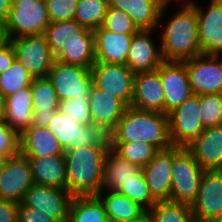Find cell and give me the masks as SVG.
Returning <instances> with one entry per match:
<instances>
[{
    "mask_svg": "<svg viewBox=\"0 0 222 222\" xmlns=\"http://www.w3.org/2000/svg\"><path fill=\"white\" fill-rule=\"evenodd\" d=\"M0 222H18V203L0 198Z\"/></svg>",
    "mask_w": 222,
    "mask_h": 222,
    "instance_id": "ee69618b",
    "label": "cell"
},
{
    "mask_svg": "<svg viewBox=\"0 0 222 222\" xmlns=\"http://www.w3.org/2000/svg\"><path fill=\"white\" fill-rule=\"evenodd\" d=\"M194 216L213 220L222 216V170L204 171L195 200Z\"/></svg>",
    "mask_w": 222,
    "mask_h": 222,
    "instance_id": "2e32d148",
    "label": "cell"
},
{
    "mask_svg": "<svg viewBox=\"0 0 222 222\" xmlns=\"http://www.w3.org/2000/svg\"><path fill=\"white\" fill-rule=\"evenodd\" d=\"M16 60L12 44L6 41L0 46V74L8 70Z\"/></svg>",
    "mask_w": 222,
    "mask_h": 222,
    "instance_id": "f6af8a7d",
    "label": "cell"
},
{
    "mask_svg": "<svg viewBox=\"0 0 222 222\" xmlns=\"http://www.w3.org/2000/svg\"><path fill=\"white\" fill-rule=\"evenodd\" d=\"M200 111L204 128L222 125V94L200 95Z\"/></svg>",
    "mask_w": 222,
    "mask_h": 222,
    "instance_id": "74e56055",
    "label": "cell"
},
{
    "mask_svg": "<svg viewBox=\"0 0 222 222\" xmlns=\"http://www.w3.org/2000/svg\"><path fill=\"white\" fill-rule=\"evenodd\" d=\"M4 121L3 99L0 97V122Z\"/></svg>",
    "mask_w": 222,
    "mask_h": 222,
    "instance_id": "816d5d0a",
    "label": "cell"
},
{
    "mask_svg": "<svg viewBox=\"0 0 222 222\" xmlns=\"http://www.w3.org/2000/svg\"><path fill=\"white\" fill-rule=\"evenodd\" d=\"M170 4L165 0H109L110 7L127 13L140 30L158 29Z\"/></svg>",
    "mask_w": 222,
    "mask_h": 222,
    "instance_id": "44dd1931",
    "label": "cell"
},
{
    "mask_svg": "<svg viewBox=\"0 0 222 222\" xmlns=\"http://www.w3.org/2000/svg\"><path fill=\"white\" fill-rule=\"evenodd\" d=\"M208 8L189 0L195 7L200 50L206 55H222V0H210Z\"/></svg>",
    "mask_w": 222,
    "mask_h": 222,
    "instance_id": "4fadbf2b",
    "label": "cell"
},
{
    "mask_svg": "<svg viewBox=\"0 0 222 222\" xmlns=\"http://www.w3.org/2000/svg\"><path fill=\"white\" fill-rule=\"evenodd\" d=\"M96 196L103 203L109 222H131L146 212L142 206L118 191L109 190L107 194L100 191Z\"/></svg>",
    "mask_w": 222,
    "mask_h": 222,
    "instance_id": "83f0119b",
    "label": "cell"
},
{
    "mask_svg": "<svg viewBox=\"0 0 222 222\" xmlns=\"http://www.w3.org/2000/svg\"><path fill=\"white\" fill-rule=\"evenodd\" d=\"M110 146H87L64 151L67 190L73 196L97 195L102 187L105 156Z\"/></svg>",
    "mask_w": 222,
    "mask_h": 222,
    "instance_id": "6da1fadb",
    "label": "cell"
},
{
    "mask_svg": "<svg viewBox=\"0 0 222 222\" xmlns=\"http://www.w3.org/2000/svg\"><path fill=\"white\" fill-rule=\"evenodd\" d=\"M131 222H153L152 217L148 211L142 214L138 219H135Z\"/></svg>",
    "mask_w": 222,
    "mask_h": 222,
    "instance_id": "c3c4849f",
    "label": "cell"
},
{
    "mask_svg": "<svg viewBox=\"0 0 222 222\" xmlns=\"http://www.w3.org/2000/svg\"><path fill=\"white\" fill-rule=\"evenodd\" d=\"M189 222H212V220H207V219H204V218H199V217H196V216H192L189 220Z\"/></svg>",
    "mask_w": 222,
    "mask_h": 222,
    "instance_id": "f907efd6",
    "label": "cell"
},
{
    "mask_svg": "<svg viewBox=\"0 0 222 222\" xmlns=\"http://www.w3.org/2000/svg\"><path fill=\"white\" fill-rule=\"evenodd\" d=\"M58 62L92 68L95 60L94 42H73L62 47L54 56Z\"/></svg>",
    "mask_w": 222,
    "mask_h": 222,
    "instance_id": "1f68e13d",
    "label": "cell"
},
{
    "mask_svg": "<svg viewBox=\"0 0 222 222\" xmlns=\"http://www.w3.org/2000/svg\"><path fill=\"white\" fill-rule=\"evenodd\" d=\"M186 148L204 171L222 170V125L205 128Z\"/></svg>",
    "mask_w": 222,
    "mask_h": 222,
    "instance_id": "603a6c76",
    "label": "cell"
},
{
    "mask_svg": "<svg viewBox=\"0 0 222 222\" xmlns=\"http://www.w3.org/2000/svg\"><path fill=\"white\" fill-rule=\"evenodd\" d=\"M91 77L94 87L131 105L135 73L127 65L94 63Z\"/></svg>",
    "mask_w": 222,
    "mask_h": 222,
    "instance_id": "30bf717a",
    "label": "cell"
},
{
    "mask_svg": "<svg viewBox=\"0 0 222 222\" xmlns=\"http://www.w3.org/2000/svg\"><path fill=\"white\" fill-rule=\"evenodd\" d=\"M7 160V157L0 153V171L3 169V166Z\"/></svg>",
    "mask_w": 222,
    "mask_h": 222,
    "instance_id": "f5cc1de1",
    "label": "cell"
},
{
    "mask_svg": "<svg viewBox=\"0 0 222 222\" xmlns=\"http://www.w3.org/2000/svg\"><path fill=\"white\" fill-rule=\"evenodd\" d=\"M166 2H171V0H165ZM184 2L185 0H172V2L174 3H177V4H179V2H180V4H181V2ZM186 1H189V0H186Z\"/></svg>",
    "mask_w": 222,
    "mask_h": 222,
    "instance_id": "db71d44e",
    "label": "cell"
},
{
    "mask_svg": "<svg viewBox=\"0 0 222 222\" xmlns=\"http://www.w3.org/2000/svg\"><path fill=\"white\" fill-rule=\"evenodd\" d=\"M164 90V114H169L193 95L184 62L164 61L159 66Z\"/></svg>",
    "mask_w": 222,
    "mask_h": 222,
    "instance_id": "9a60e30c",
    "label": "cell"
},
{
    "mask_svg": "<svg viewBox=\"0 0 222 222\" xmlns=\"http://www.w3.org/2000/svg\"><path fill=\"white\" fill-rule=\"evenodd\" d=\"M95 63L124 64L134 34H117L103 26L93 30Z\"/></svg>",
    "mask_w": 222,
    "mask_h": 222,
    "instance_id": "7402d4cb",
    "label": "cell"
},
{
    "mask_svg": "<svg viewBox=\"0 0 222 222\" xmlns=\"http://www.w3.org/2000/svg\"><path fill=\"white\" fill-rule=\"evenodd\" d=\"M109 142H145L159 151L172 147L167 114L141 111L129 106L108 134Z\"/></svg>",
    "mask_w": 222,
    "mask_h": 222,
    "instance_id": "7a4b0ae2",
    "label": "cell"
},
{
    "mask_svg": "<svg viewBox=\"0 0 222 222\" xmlns=\"http://www.w3.org/2000/svg\"><path fill=\"white\" fill-rule=\"evenodd\" d=\"M49 24L46 0H13L3 27L9 41L22 36L43 35Z\"/></svg>",
    "mask_w": 222,
    "mask_h": 222,
    "instance_id": "277c9868",
    "label": "cell"
},
{
    "mask_svg": "<svg viewBox=\"0 0 222 222\" xmlns=\"http://www.w3.org/2000/svg\"><path fill=\"white\" fill-rule=\"evenodd\" d=\"M56 112L33 111L32 126L47 127Z\"/></svg>",
    "mask_w": 222,
    "mask_h": 222,
    "instance_id": "bcb514c9",
    "label": "cell"
},
{
    "mask_svg": "<svg viewBox=\"0 0 222 222\" xmlns=\"http://www.w3.org/2000/svg\"><path fill=\"white\" fill-rule=\"evenodd\" d=\"M31 166L34 184L54 186L67 190L64 155L27 157Z\"/></svg>",
    "mask_w": 222,
    "mask_h": 222,
    "instance_id": "4316f807",
    "label": "cell"
},
{
    "mask_svg": "<svg viewBox=\"0 0 222 222\" xmlns=\"http://www.w3.org/2000/svg\"><path fill=\"white\" fill-rule=\"evenodd\" d=\"M173 165V146L159 151L154 158L142 168L146 184L153 198L170 201L171 170Z\"/></svg>",
    "mask_w": 222,
    "mask_h": 222,
    "instance_id": "d6986e66",
    "label": "cell"
},
{
    "mask_svg": "<svg viewBox=\"0 0 222 222\" xmlns=\"http://www.w3.org/2000/svg\"><path fill=\"white\" fill-rule=\"evenodd\" d=\"M164 98L159 67L153 71L135 73L132 108L164 113Z\"/></svg>",
    "mask_w": 222,
    "mask_h": 222,
    "instance_id": "e0dca14e",
    "label": "cell"
},
{
    "mask_svg": "<svg viewBox=\"0 0 222 222\" xmlns=\"http://www.w3.org/2000/svg\"><path fill=\"white\" fill-rule=\"evenodd\" d=\"M4 121L19 135L32 125L33 95L31 85L3 98Z\"/></svg>",
    "mask_w": 222,
    "mask_h": 222,
    "instance_id": "cb8c5ba5",
    "label": "cell"
},
{
    "mask_svg": "<svg viewBox=\"0 0 222 222\" xmlns=\"http://www.w3.org/2000/svg\"><path fill=\"white\" fill-rule=\"evenodd\" d=\"M33 184L28 158L20 152L8 157L0 171V198L21 203Z\"/></svg>",
    "mask_w": 222,
    "mask_h": 222,
    "instance_id": "7c38bea8",
    "label": "cell"
},
{
    "mask_svg": "<svg viewBox=\"0 0 222 222\" xmlns=\"http://www.w3.org/2000/svg\"><path fill=\"white\" fill-rule=\"evenodd\" d=\"M200 115V96L194 94L168 114L172 146L186 148L204 131Z\"/></svg>",
    "mask_w": 222,
    "mask_h": 222,
    "instance_id": "52a82bcc",
    "label": "cell"
},
{
    "mask_svg": "<svg viewBox=\"0 0 222 222\" xmlns=\"http://www.w3.org/2000/svg\"><path fill=\"white\" fill-rule=\"evenodd\" d=\"M47 128L64 151L82 146H110L109 135L101 127L93 124L82 125L58 110Z\"/></svg>",
    "mask_w": 222,
    "mask_h": 222,
    "instance_id": "8992f818",
    "label": "cell"
},
{
    "mask_svg": "<svg viewBox=\"0 0 222 222\" xmlns=\"http://www.w3.org/2000/svg\"><path fill=\"white\" fill-rule=\"evenodd\" d=\"M6 37H5V33H4V27H3V23L0 22V46L5 43Z\"/></svg>",
    "mask_w": 222,
    "mask_h": 222,
    "instance_id": "681fc988",
    "label": "cell"
},
{
    "mask_svg": "<svg viewBox=\"0 0 222 222\" xmlns=\"http://www.w3.org/2000/svg\"><path fill=\"white\" fill-rule=\"evenodd\" d=\"M102 26L117 34H135L140 30L127 13L110 6Z\"/></svg>",
    "mask_w": 222,
    "mask_h": 222,
    "instance_id": "f35d334b",
    "label": "cell"
},
{
    "mask_svg": "<svg viewBox=\"0 0 222 222\" xmlns=\"http://www.w3.org/2000/svg\"><path fill=\"white\" fill-rule=\"evenodd\" d=\"M72 197L73 195L68 190L33 184L25 194L22 203L41 211L57 222H67Z\"/></svg>",
    "mask_w": 222,
    "mask_h": 222,
    "instance_id": "5bb4252c",
    "label": "cell"
},
{
    "mask_svg": "<svg viewBox=\"0 0 222 222\" xmlns=\"http://www.w3.org/2000/svg\"><path fill=\"white\" fill-rule=\"evenodd\" d=\"M18 61L33 78L46 77L54 56L44 35L22 36L9 40Z\"/></svg>",
    "mask_w": 222,
    "mask_h": 222,
    "instance_id": "9c48e42d",
    "label": "cell"
},
{
    "mask_svg": "<svg viewBox=\"0 0 222 222\" xmlns=\"http://www.w3.org/2000/svg\"><path fill=\"white\" fill-rule=\"evenodd\" d=\"M212 222H222V216H220L216 219H213Z\"/></svg>",
    "mask_w": 222,
    "mask_h": 222,
    "instance_id": "11a10c76",
    "label": "cell"
},
{
    "mask_svg": "<svg viewBox=\"0 0 222 222\" xmlns=\"http://www.w3.org/2000/svg\"><path fill=\"white\" fill-rule=\"evenodd\" d=\"M58 111L82 125H90L89 98H73L60 101Z\"/></svg>",
    "mask_w": 222,
    "mask_h": 222,
    "instance_id": "ab89813d",
    "label": "cell"
},
{
    "mask_svg": "<svg viewBox=\"0 0 222 222\" xmlns=\"http://www.w3.org/2000/svg\"><path fill=\"white\" fill-rule=\"evenodd\" d=\"M194 95L222 94V57L199 54L183 61Z\"/></svg>",
    "mask_w": 222,
    "mask_h": 222,
    "instance_id": "8fae6325",
    "label": "cell"
},
{
    "mask_svg": "<svg viewBox=\"0 0 222 222\" xmlns=\"http://www.w3.org/2000/svg\"><path fill=\"white\" fill-rule=\"evenodd\" d=\"M20 153L26 157L64 155L58 140L47 127L30 126L20 135Z\"/></svg>",
    "mask_w": 222,
    "mask_h": 222,
    "instance_id": "484cf974",
    "label": "cell"
},
{
    "mask_svg": "<svg viewBox=\"0 0 222 222\" xmlns=\"http://www.w3.org/2000/svg\"><path fill=\"white\" fill-rule=\"evenodd\" d=\"M19 134L10 128L5 121L0 122V153L7 158L20 152Z\"/></svg>",
    "mask_w": 222,
    "mask_h": 222,
    "instance_id": "b9f144b4",
    "label": "cell"
},
{
    "mask_svg": "<svg viewBox=\"0 0 222 222\" xmlns=\"http://www.w3.org/2000/svg\"><path fill=\"white\" fill-rule=\"evenodd\" d=\"M78 0H46L50 22L74 20Z\"/></svg>",
    "mask_w": 222,
    "mask_h": 222,
    "instance_id": "60d3db41",
    "label": "cell"
},
{
    "mask_svg": "<svg viewBox=\"0 0 222 222\" xmlns=\"http://www.w3.org/2000/svg\"><path fill=\"white\" fill-rule=\"evenodd\" d=\"M89 108L92 124L101 127L109 134L125 114L128 106L121 99L92 85Z\"/></svg>",
    "mask_w": 222,
    "mask_h": 222,
    "instance_id": "ffe728a7",
    "label": "cell"
},
{
    "mask_svg": "<svg viewBox=\"0 0 222 222\" xmlns=\"http://www.w3.org/2000/svg\"><path fill=\"white\" fill-rule=\"evenodd\" d=\"M156 29H141L133 35L126 65L134 72L156 70L163 62L161 47L154 43Z\"/></svg>",
    "mask_w": 222,
    "mask_h": 222,
    "instance_id": "ac0fdd59",
    "label": "cell"
},
{
    "mask_svg": "<svg viewBox=\"0 0 222 222\" xmlns=\"http://www.w3.org/2000/svg\"><path fill=\"white\" fill-rule=\"evenodd\" d=\"M203 173L204 170L187 148L173 146L170 201L191 205Z\"/></svg>",
    "mask_w": 222,
    "mask_h": 222,
    "instance_id": "5b68a950",
    "label": "cell"
},
{
    "mask_svg": "<svg viewBox=\"0 0 222 222\" xmlns=\"http://www.w3.org/2000/svg\"><path fill=\"white\" fill-rule=\"evenodd\" d=\"M153 222H189L191 206L185 203L159 201L148 210Z\"/></svg>",
    "mask_w": 222,
    "mask_h": 222,
    "instance_id": "e575fe53",
    "label": "cell"
},
{
    "mask_svg": "<svg viewBox=\"0 0 222 222\" xmlns=\"http://www.w3.org/2000/svg\"><path fill=\"white\" fill-rule=\"evenodd\" d=\"M43 35L53 56L69 43L94 42L93 31L76 20L50 22Z\"/></svg>",
    "mask_w": 222,
    "mask_h": 222,
    "instance_id": "d4e9b609",
    "label": "cell"
},
{
    "mask_svg": "<svg viewBox=\"0 0 222 222\" xmlns=\"http://www.w3.org/2000/svg\"><path fill=\"white\" fill-rule=\"evenodd\" d=\"M33 77L15 60L13 65L0 74V97L13 95L32 84Z\"/></svg>",
    "mask_w": 222,
    "mask_h": 222,
    "instance_id": "d590c367",
    "label": "cell"
},
{
    "mask_svg": "<svg viewBox=\"0 0 222 222\" xmlns=\"http://www.w3.org/2000/svg\"><path fill=\"white\" fill-rule=\"evenodd\" d=\"M118 192L131 198L146 211L157 203L150 193L142 171L138 175H133V178L129 181L124 182L119 188Z\"/></svg>",
    "mask_w": 222,
    "mask_h": 222,
    "instance_id": "8d00e7d4",
    "label": "cell"
},
{
    "mask_svg": "<svg viewBox=\"0 0 222 222\" xmlns=\"http://www.w3.org/2000/svg\"><path fill=\"white\" fill-rule=\"evenodd\" d=\"M19 222H57L41 211L25 206L22 202L18 203Z\"/></svg>",
    "mask_w": 222,
    "mask_h": 222,
    "instance_id": "7bdbcfd3",
    "label": "cell"
},
{
    "mask_svg": "<svg viewBox=\"0 0 222 222\" xmlns=\"http://www.w3.org/2000/svg\"><path fill=\"white\" fill-rule=\"evenodd\" d=\"M33 111L56 112L60 100L51 81L46 77L34 78L31 84Z\"/></svg>",
    "mask_w": 222,
    "mask_h": 222,
    "instance_id": "836d02e7",
    "label": "cell"
},
{
    "mask_svg": "<svg viewBox=\"0 0 222 222\" xmlns=\"http://www.w3.org/2000/svg\"><path fill=\"white\" fill-rule=\"evenodd\" d=\"M111 149L124 160L143 168L159 150L145 142H109Z\"/></svg>",
    "mask_w": 222,
    "mask_h": 222,
    "instance_id": "d6a6232c",
    "label": "cell"
},
{
    "mask_svg": "<svg viewBox=\"0 0 222 222\" xmlns=\"http://www.w3.org/2000/svg\"><path fill=\"white\" fill-rule=\"evenodd\" d=\"M67 222H109L104 205L96 195L73 196Z\"/></svg>",
    "mask_w": 222,
    "mask_h": 222,
    "instance_id": "f546056e",
    "label": "cell"
},
{
    "mask_svg": "<svg viewBox=\"0 0 222 222\" xmlns=\"http://www.w3.org/2000/svg\"><path fill=\"white\" fill-rule=\"evenodd\" d=\"M47 78L51 81L60 101L90 98L91 68L54 61Z\"/></svg>",
    "mask_w": 222,
    "mask_h": 222,
    "instance_id": "ba28073f",
    "label": "cell"
},
{
    "mask_svg": "<svg viewBox=\"0 0 222 222\" xmlns=\"http://www.w3.org/2000/svg\"><path fill=\"white\" fill-rule=\"evenodd\" d=\"M181 3V9L169 18L161 31L159 46L164 61L183 62L202 54L195 7L189 1Z\"/></svg>",
    "mask_w": 222,
    "mask_h": 222,
    "instance_id": "3957f363",
    "label": "cell"
},
{
    "mask_svg": "<svg viewBox=\"0 0 222 222\" xmlns=\"http://www.w3.org/2000/svg\"><path fill=\"white\" fill-rule=\"evenodd\" d=\"M141 171V167L124 160L110 148L105 156L104 177L100 191H118L124 182Z\"/></svg>",
    "mask_w": 222,
    "mask_h": 222,
    "instance_id": "f1b7e54d",
    "label": "cell"
},
{
    "mask_svg": "<svg viewBox=\"0 0 222 222\" xmlns=\"http://www.w3.org/2000/svg\"><path fill=\"white\" fill-rule=\"evenodd\" d=\"M13 0H0V22L3 23L11 10Z\"/></svg>",
    "mask_w": 222,
    "mask_h": 222,
    "instance_id": "7dc6e473",
    "label": "cell"
},
{
    "mask_svg": "<svg viewBox=\"0 0 222 222\" xmlns=\"http://www.w3.org/2000/svg\"><path fill=\"white\" fill-rule=\"evenodd\" d=\"M109 0H78L74 20L89 30L103 25Z\"/></svg>",
    "mask_w": 222,
    "mask_h": 222,
    "instance_id": "4dcf8cb0",
    "label": "cell"
}]
</instances>
